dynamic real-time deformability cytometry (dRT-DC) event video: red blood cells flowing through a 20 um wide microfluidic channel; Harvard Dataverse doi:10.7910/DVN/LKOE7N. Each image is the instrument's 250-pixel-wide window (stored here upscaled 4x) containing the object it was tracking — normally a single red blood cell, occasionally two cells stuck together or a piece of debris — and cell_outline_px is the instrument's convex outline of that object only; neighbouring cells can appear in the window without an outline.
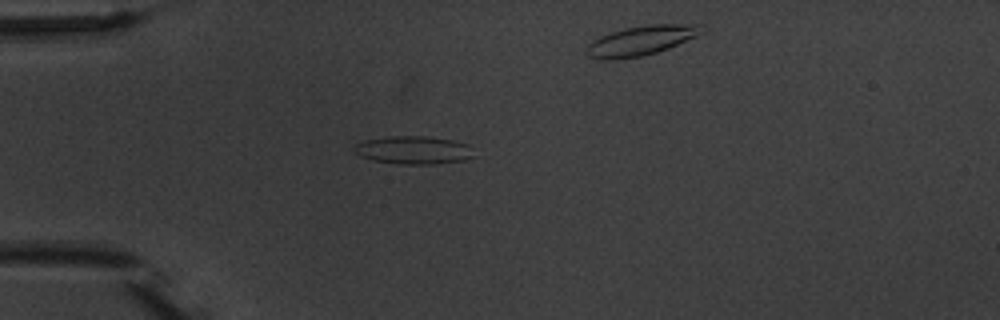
{"species": "common noctule bat (a hibernating species)", "species_latin": "Nyctalus noctula", "temperature_condition": "warm", "stored_images_in_passage": 5, "camera_frame_rate_fps": 3000, "um_per_image_px": 0.085, "animal": {"sex": "male", "body_mass_g": 20.1, "forearm_length_mm": 53.5}, "frame": {"image": 1, "passage_image": 4, "time_ms": 3.333, "image_size_px": [1000, 320], "cell_outline_px": [[476, 156], [464, 160], [432, 164], [400, 164], [372, 160], [360, 156], [352, 148], [356, 144], [364, 140], [388, 136], [428, 136], [452, 140], [468, 144]], "centroid_in_image_um": [35.15, 12.75], "position_along_channel_um": 49.8, "area_um2": 19.65}}